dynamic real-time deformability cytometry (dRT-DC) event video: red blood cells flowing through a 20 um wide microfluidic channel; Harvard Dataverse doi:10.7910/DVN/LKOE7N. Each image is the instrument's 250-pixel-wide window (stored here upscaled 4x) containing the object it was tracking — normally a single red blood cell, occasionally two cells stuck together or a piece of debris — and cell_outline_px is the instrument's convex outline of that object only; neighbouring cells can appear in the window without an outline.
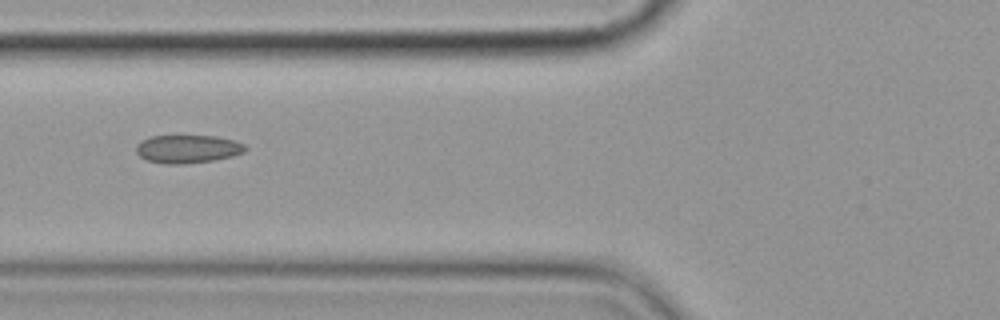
{"species": "common noctule bat (a hibernating species)", "species_latin": "Nyctalus noctula", "temperature_condition": "cold", "stored_images_in_passage": 2, "camera_frame_rate_fps": 3000, "um_per_image_px": 0.085, "animal": {"sex": "female", "body_mass_g": 19.9}, "frame": {"image": 1, "passage_image": 2, "time_ms": 1.0, "image_size_px": [1000, 320], "cell_outline_px": [[248, 148], [244, 152], [232, 156], [212, 160], [184, 164], [164, 164], [148, 160], [140, 156], [136, 152], [136, 144], [140, 140], [152, 136], [216, 136], [236, 140], [244, 144]], "centroid_in_image_um": [15.95, 12.65], "position_along_channel_um": 109.8, "area_um2": 17.98}}